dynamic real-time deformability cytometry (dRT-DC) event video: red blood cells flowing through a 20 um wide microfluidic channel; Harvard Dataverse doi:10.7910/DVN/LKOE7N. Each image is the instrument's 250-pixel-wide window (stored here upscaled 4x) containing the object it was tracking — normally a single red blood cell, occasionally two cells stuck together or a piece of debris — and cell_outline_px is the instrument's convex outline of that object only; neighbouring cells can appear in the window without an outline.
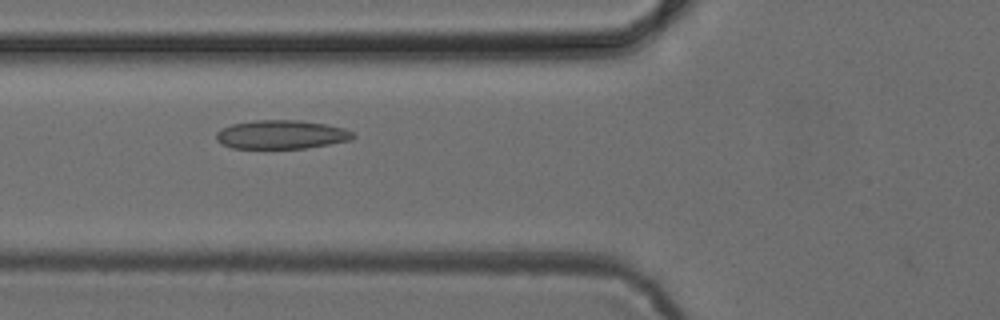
{"species": "common noctule bat (a hibernating species)", "species_latin": "Nyctalus noctula", "temperature_condition": "cold", "stored_images_in_passage": 51, "camera_frame_rate_fps": 3000, "um_per_image_px": 0.085, "animal": {"sex": "female", "body_mass_g": 24.6, "forearm_length_mm": 56.2}, "frame": {"image": 1, "passage_image": 19, "time_ms": 6.0, "image_size_px": [1000, 320], "cell_outline_px": [[356, 136], [352, 140], [304, 148], [232, 148], [220, 144], [216, 140], [216, 132], [232, 124], [256, 120], [300, 120], [324, 124], [344, 128], [352, 132]], "centroid_in_image_um": [23.91, 11.44], "position_along_channel_um": 101.9, "area_um2": 22.83}}
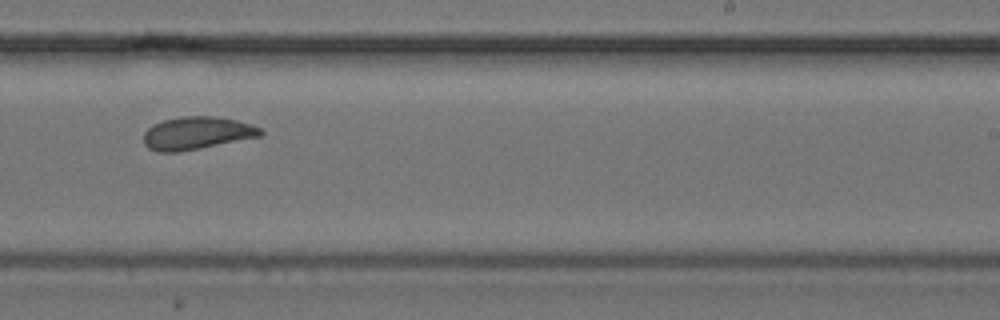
{"frame": {"image": 2, "passage_image": 32, "time_ms": 10.333, "image_size_px": [1000, 320], "cell_outline_px": [[264, 132], [260, 136], [180, 152], [156, 152], [148, 148], [144, 144], [144, 132], [152, 124], [164, 120], [184, 116], [216, 116], [236, 120], [252, 124], [260, 128]], "centroid_in_image_um": [16.71, 11.31], "position_along_channel_um": 272.3, "area_um2": 22.31}}
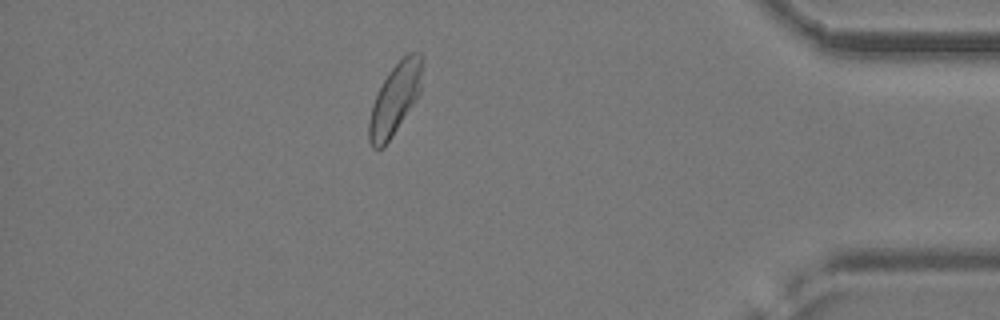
{"frame": {"image": 3, "passage_image": 45, "time_ms": 14.667, "image_size_px": [1000, 320], "cell_outline_px": [[424, 60], [420, 92], [416, 100], [384, 148], [372, 148], [368, 140], [368, 120], [372, 104], [388, 72], [408, 52], [420, 52], [424, 56]], "centroid_in_image_um": [33.59, 8.4], "position_along_channel_um": 401.6, "area_um2": 22.2}}